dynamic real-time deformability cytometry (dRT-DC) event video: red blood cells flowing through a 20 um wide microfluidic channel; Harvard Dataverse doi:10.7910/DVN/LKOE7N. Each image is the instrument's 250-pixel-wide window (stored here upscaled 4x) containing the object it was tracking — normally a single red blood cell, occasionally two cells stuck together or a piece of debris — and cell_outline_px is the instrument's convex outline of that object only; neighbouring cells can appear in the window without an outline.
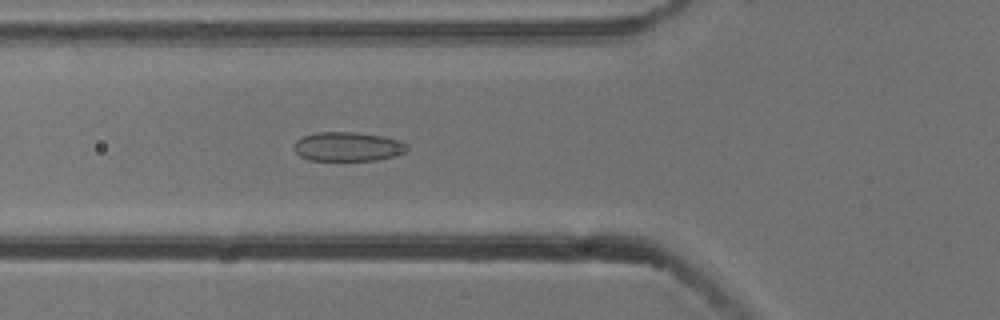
{"species": "common noctule bat (a hibernating species)", "species_latin": "Nyctalus noctula", "temperature_condition": "cold", "stored_images_in_passage": 6, "camera_frame_rate_fps": 3000, "um_per_image_px": 0.085, "animal": {"sex": "male", "body_mass_g": 13.3}, "frame": {"image": 1, "passage_image": 6, "time_ms": 1.667, "image_size_px": [1000, 320], "cell_outline_px": [[408, 148], [404, 152], [396, 156], [376, 160], [308, 160], [300, 156], [292, 148], [296, 140], [304, 136], [316, 132], [356, 132], [384, 136], [400, 140]], "centroid_in_image_um": [29.54, 12.46], "position_along_channel_um": 96.3, "area_um2": 19.31}}